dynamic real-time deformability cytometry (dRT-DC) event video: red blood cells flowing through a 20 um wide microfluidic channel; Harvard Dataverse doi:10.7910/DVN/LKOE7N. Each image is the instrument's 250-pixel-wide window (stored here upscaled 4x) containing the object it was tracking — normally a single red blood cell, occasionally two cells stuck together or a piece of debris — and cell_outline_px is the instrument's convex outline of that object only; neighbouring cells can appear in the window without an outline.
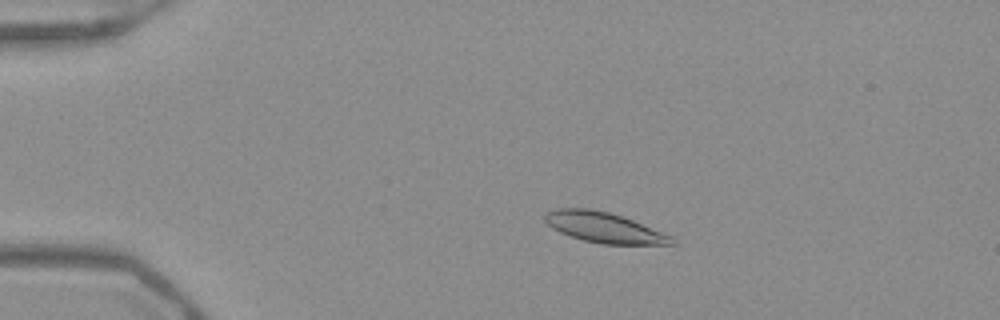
{"species": "Egyptian fruit bat (a non-hibernating species)", "species_latin": "Rousettus aegyptiacus", "temperature_condition": "warm", "stored_images_in_passage": 54, "camera_frame_rate_fps": 3000, "um_per_image_px": 0.085, "frame": {"image": 1, "passage_image": 12, "time_ms": 3.667, "image_size_px": [1000, 320], "cell_outline_px": [[680, 244], [604, 244], [584, 240], [560, 232], [552, 228], [544, 220], [544, 212], [556, 208], [592, 208], [608, 212], [632, 220], [672, 236]], "centroid_in_image_um": [51.33, 19.33], "position_along_channel_um": 33.7, "area_um2": 22.31}}
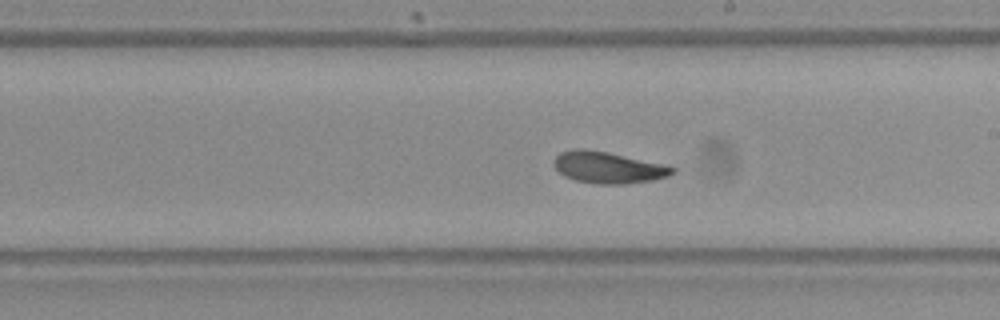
{"frame": {"image": 2, "passage_image": 32, "time_ms": 10.333, "image_size_px": [1000, 320], "cell_outline_px": [[676, 172], [668, 176], [652, 180], [624, 184], [596, 184], [576, 180], [564, 176], [552, 164], [552, 160], [560, 152], [576, 148], [584, 148], [608, 152], [664, 164], [676, 168]], "centroid_in_image_um": [51.68, 14.23], "position_along_channel_um": 237.3, "area_um2": 21.91}}
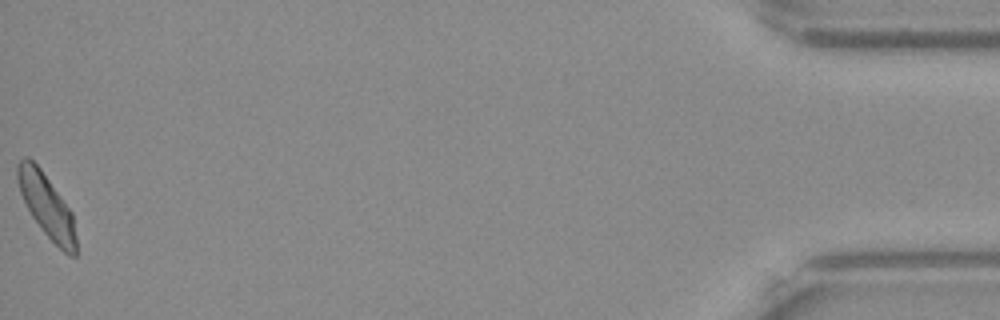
{"frame": {"image": 3, "passage_image": 54, "time_ms": 17.667, "image_size_px": [1000, 320], "cell_outline_px": [[76, 256], [68, 256], [44, 232], [32, 216], [20, 192], [16, 180], [16, 164], [24, 156], [28, 156], [40, 168], [72, 212], [76, 236]], "centroid_in_image_um": [3.95, 17.47], "position_along_channel_um": 431.2, "area_um2": 21.39}, "authors_computed_cell_mechanics": {"area_um2": 22.0507, "velocity_mm_per_s": 3.8957, "shape_relaxation_time_tau1_ms": 5.4752, "shape_relaxation_time_tau2_ms": null, "deformation_change_tau1": 0.1403, "deformation_change_tau2": null}}